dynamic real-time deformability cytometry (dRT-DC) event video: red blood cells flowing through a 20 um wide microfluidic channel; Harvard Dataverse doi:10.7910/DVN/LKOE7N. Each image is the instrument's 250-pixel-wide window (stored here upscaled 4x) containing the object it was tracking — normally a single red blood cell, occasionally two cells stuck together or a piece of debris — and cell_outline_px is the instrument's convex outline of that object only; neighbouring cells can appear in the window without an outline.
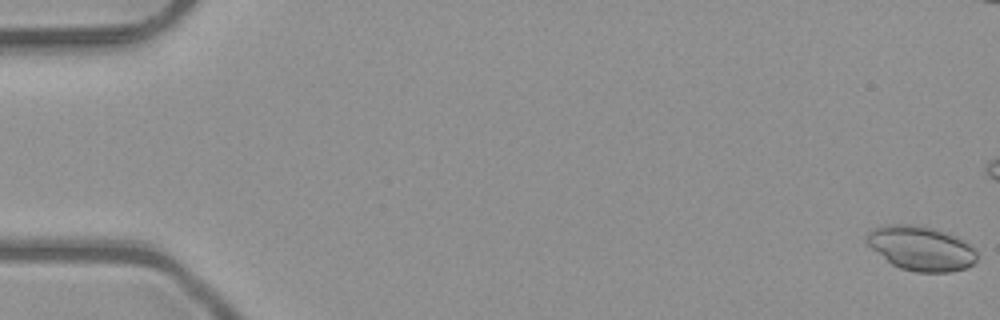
{"species": "common noctule bat (a hibernating species)", "species_latin": "Nyctalus noctula", "temperature_condition": "room temperature", "stored_images_in_passage": 6, "camera_frame_rate_fps": 3000, "um_per_image_px": 0.085, "animal": {"sex": "male", "body_mass_g": 23.1, "forearm_length_mm": 52.7}, "frame": {"image": 1, "passage_image": 1, "time_ms": 0.0, "image_size_px": [1000, 320], "cell_outline_px": [[976, 260], [968, 268], [952, 272], [916, 272], [900, 268], [892, 264], [872, 248], [868, 244], [864, 236], [872, 228], [896, 224], [908, 224], [928, 228], [944, 232], [968, 244], [976, 252]], "centroid_in_image_um": [78.26, 21.13], "position_along_channel_um": 6.7, "area_um2": 27.98}}